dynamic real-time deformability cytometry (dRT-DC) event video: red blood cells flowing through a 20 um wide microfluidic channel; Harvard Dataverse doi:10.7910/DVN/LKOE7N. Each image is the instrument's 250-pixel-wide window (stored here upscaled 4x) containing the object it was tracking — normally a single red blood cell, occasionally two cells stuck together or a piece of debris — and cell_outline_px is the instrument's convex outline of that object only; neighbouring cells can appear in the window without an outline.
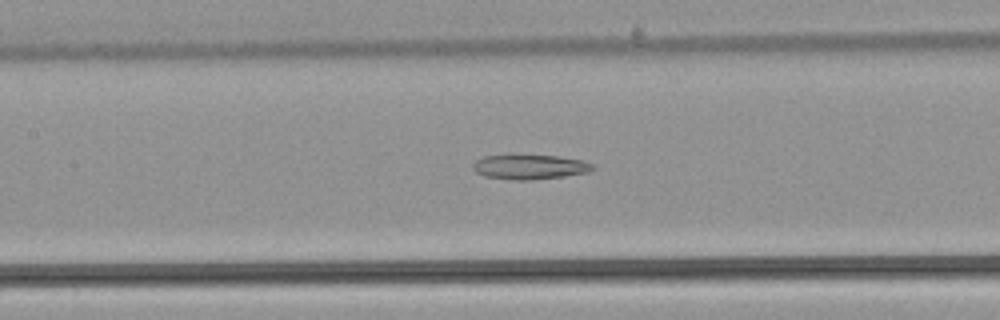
{"species": "common noctule bat (a hibernating species)", "species_latin": "Nyctalus noctula", "temperature_condition": "warm", "stored_images_in_passage": 37, "camera_frame_rate_fps": 3000, "um_per_image_px": 0.085, "animal": {"sex": "male", "body_mass_g": 21.5, "forearm_length_mm": 52.0}, "frame": {"image": 1, "passage_image": 14, "time_ms": 4.333, "image_size_px": [1000, 320], "cell_outline_px": [[596, 168], [588, 172], [564, 176], [532, 180], [512, 180], [484, 176], [476, 172], [472, 168], [472, 164], [476, 160], [484, 156], [560, 156], [584, 160], [592, 164]], "centroid_in_image_um": [45.05, 14.2], "position_along_channel_um": 162.4, "area_um2": 17.11}}
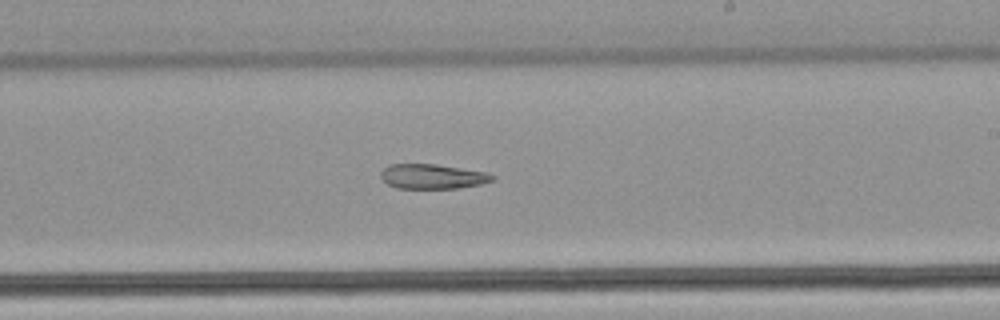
{"frame": {"image": 2, "passage_image": 21, "time_ms": 6.667, "image_size_px": [1000, 320], "cell_outline_px": [[496, 176], [492, 180], [480, 184], [456, 188], [396, 188], [388, 184], [380, 176], [380, 172], [388, 164], [436, 164], [484, 172]], "centroid_in_image_um": [36.71, 14.99], "position_along_channel_um": 252.3, "area_um2": 15.9}}
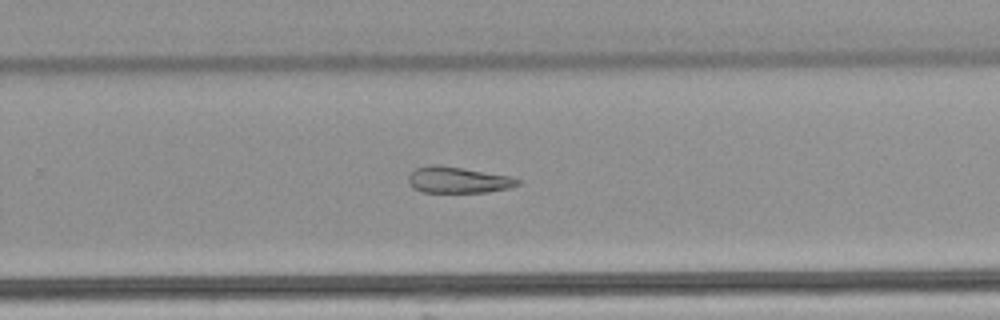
{"frame": {"image": 3, "passage_image": 24, "time_ms": 7.667, "image_size_px": [1000, 320], "cell_outline_px": [[520, 184], [508, 188], [484, 192], [424, 192], [412, 188], [408, 184], [408, 176], [416, 168], [432, 164], [436, 164], [464, 168], [508, 176], [520, 180]], "centroid_in_image_um": [38.88, 15.29], "position_along_channel_um": 290.9, "area_um2": 16.59}}